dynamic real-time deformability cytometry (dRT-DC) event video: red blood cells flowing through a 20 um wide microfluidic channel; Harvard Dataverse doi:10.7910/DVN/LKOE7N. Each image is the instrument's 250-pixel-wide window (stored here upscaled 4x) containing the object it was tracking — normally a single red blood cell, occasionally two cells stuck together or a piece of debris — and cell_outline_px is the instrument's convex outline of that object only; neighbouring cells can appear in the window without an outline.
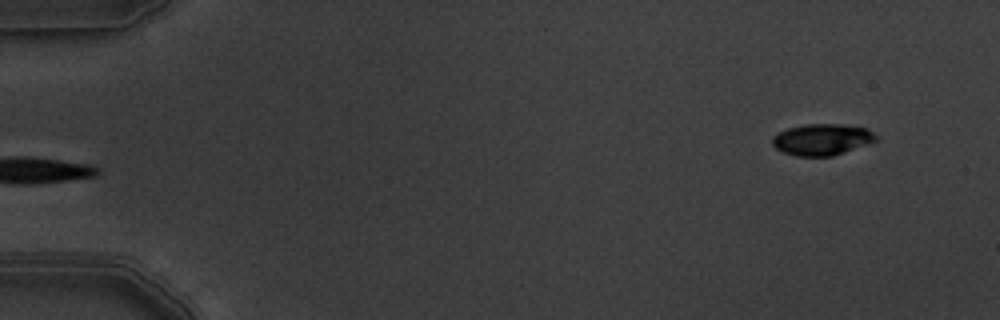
{"species": "common noctule bat (a hibernating species)", "species_latin": "Nyctalus noctula", "temperature_condition": "warm", "stored_images_in_passage": 5, "segment_of_instrument_passage": [2, 2], "camera_frame_rate_fps": 3000, "um_per_image_px": 0.085, "animal": {"sex": "male", "body_mass_g": 19.5, "forearm_length_mm": 54.6}, "frame": {"image": 1, "passage_image": 5, "time_ms": 1.333, "image_size_px": [1000, 320], "cell_outline_px": [[880, 140], [832, 156], [796, 156], [784, 152], [776, 148], [772, 144], [772, 136], [788, 128], [808, 124], [844, 124], [868, 128]], "centroid_in_image_um": [69.9, 11.85], "position_along_channel_um": 15.1, "area_um2": 18.96}}